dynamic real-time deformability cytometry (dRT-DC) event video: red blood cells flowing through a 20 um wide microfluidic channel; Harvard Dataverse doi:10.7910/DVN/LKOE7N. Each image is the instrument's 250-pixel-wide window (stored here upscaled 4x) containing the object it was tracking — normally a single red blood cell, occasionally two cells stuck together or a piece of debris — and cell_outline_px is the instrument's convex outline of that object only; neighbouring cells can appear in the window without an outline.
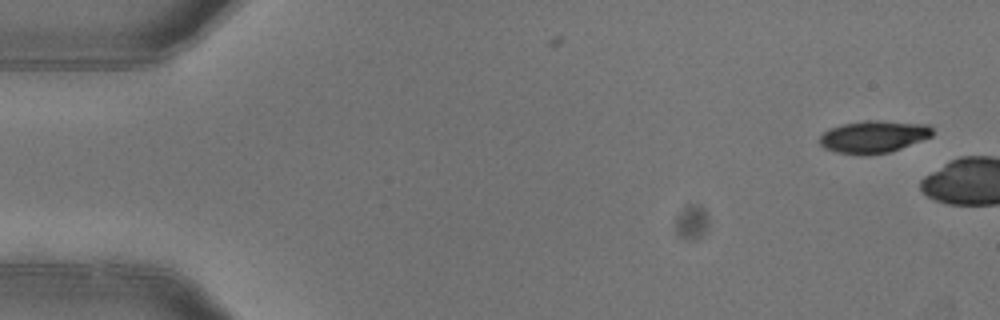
{"species": "common noctule bat (a hibernating species)", "species_latin": "Nyctalus noctula", "temperature_condition": "warm", "stored_images_in_passage": 3, "camera_frame_rate_fps": 3000, "um_per_image_px": 0.085, "animal": {"sex": "female"}, "frame": {"image": 1, "passage_image": 1, "time_ms": 0.0, "image_size_px": [1000, 320], "cell_outline_px": [[932, 136], [900, 148], [888, 152], [864, 156], [836, 152], [824, 148], [820, 144], [820, 136], [828, 128], [844, 124], [864, 120], [880, 120], [928, 124], [932, 128]], "centroid_in_image_um": [74.23, 11.62], "position_along_channel_um": 10.8, "area_um2": 21.27}}